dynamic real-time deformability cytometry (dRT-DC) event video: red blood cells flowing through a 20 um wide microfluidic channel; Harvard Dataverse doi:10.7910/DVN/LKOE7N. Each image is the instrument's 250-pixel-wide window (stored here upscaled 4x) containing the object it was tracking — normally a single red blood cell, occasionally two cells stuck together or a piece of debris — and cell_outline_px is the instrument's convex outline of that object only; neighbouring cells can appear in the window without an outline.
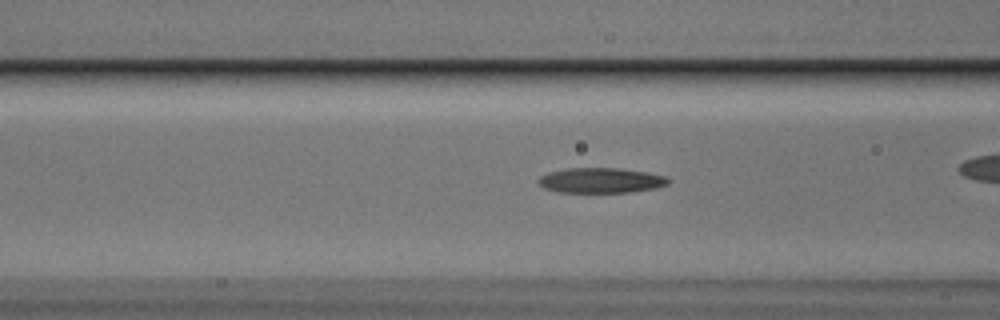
{"species": "Egyptian fruit bat (a non-hibernating species)", "species_latin": "Rousettus aegyptiacus", "temperature_condition": "cold", "stored_images_in_passage": 11, "camera_frame_rate_fps": 3000, "um_per_image_px": 0.085, "animal": {"sex": "male"}, "frame": {"image": 1, "passage_image": 8, "time_ms": 2.333, "image_size_px": [1000, 320], "cell_outline_px": [[668, 184], [656, 188], [628, 192], [560, 192], [544, 188], [536, 180], [540, 176], [548, 172], [568, 168], [620, 168], [648, 172], [668, 176]], "centroid_in_image_um": [51.08, 15.32], "position_along_channel_um": 115.5, "area_um2": 19.07}}